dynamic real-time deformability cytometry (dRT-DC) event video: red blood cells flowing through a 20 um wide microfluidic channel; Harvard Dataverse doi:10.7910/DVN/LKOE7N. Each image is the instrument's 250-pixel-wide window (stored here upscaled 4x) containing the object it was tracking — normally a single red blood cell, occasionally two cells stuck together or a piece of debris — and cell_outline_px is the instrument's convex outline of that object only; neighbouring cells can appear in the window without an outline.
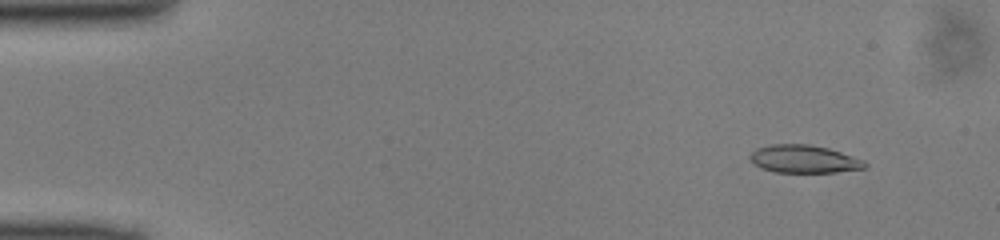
{"species": "common noctule bat (a hibernating species)", "species_latin": "Nyctalus noctula", "temperature_condition": "cold", "stored_images_in_passage": 49, "camera_frame_rate_fps": 3000, "um_per_image_px": 0.085, "animal": {"sex": "male", "body_mass_g": 13.0, "forearm_length_mm": 53.1}, "frame": {"image": 1, "passage_image": 5, "time_ms": 1.333, "image_size_px": [1000, 240], "cell_outline_px": [[868, 164], [864, 168], [836, 172], [776, 172], [760, 168], [752, 164], [748, 156], [756, 148], [768, 144], [812, 144], [828, 148], [864, 160]], "centroid_in_image_um": [68.28, 13.51], "position_along_channel_um": 16.7, "area_um2": 18.79}}
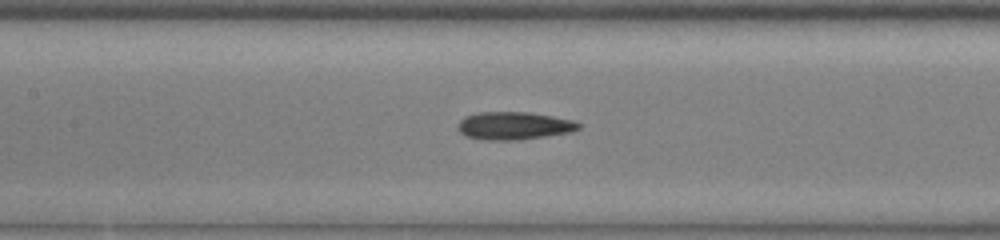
{"frame": {"image": 2, "passage_image": 23, "time_ms": 7.333, "image_size_px": [1000, 240], "cell_outline_px": [[580, 128], [572, 132], [520, 140], [480, 140], [464, 136], [456, 128], [456, 124], [464, 116], [476, 112], [528, 112], [552, 116], [572, 120], [580, 124]], "centroid_in_image_um": [43.62, 10.69], "position_along_channel_um": 163.8, "area_um2": 19.88}}
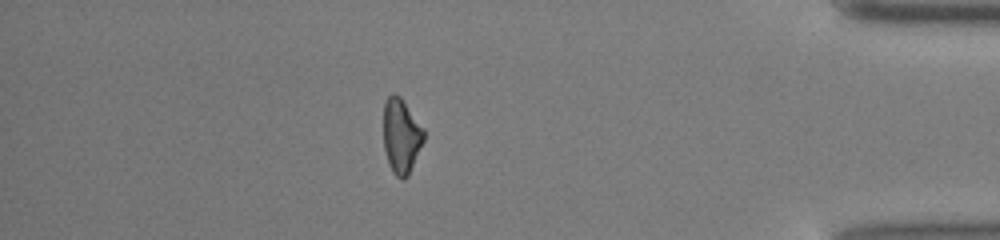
{"frame": {"image": 3, "passage_image": 43, "time_ms": 14.0, "image_size_px": [1000, 240], "cell_outline_px": [[424, 140], [408, 176], [404, 180], [400, 180], [392, 172], [388, 164], [384, 148], [384, 104], [388, 96], [392, 92], [400, 96], [424, 128]], "centroid_in_image_um": [34.1, 11.57], "position_along_channel_um": 401.1, "area_um2": 17.69}}